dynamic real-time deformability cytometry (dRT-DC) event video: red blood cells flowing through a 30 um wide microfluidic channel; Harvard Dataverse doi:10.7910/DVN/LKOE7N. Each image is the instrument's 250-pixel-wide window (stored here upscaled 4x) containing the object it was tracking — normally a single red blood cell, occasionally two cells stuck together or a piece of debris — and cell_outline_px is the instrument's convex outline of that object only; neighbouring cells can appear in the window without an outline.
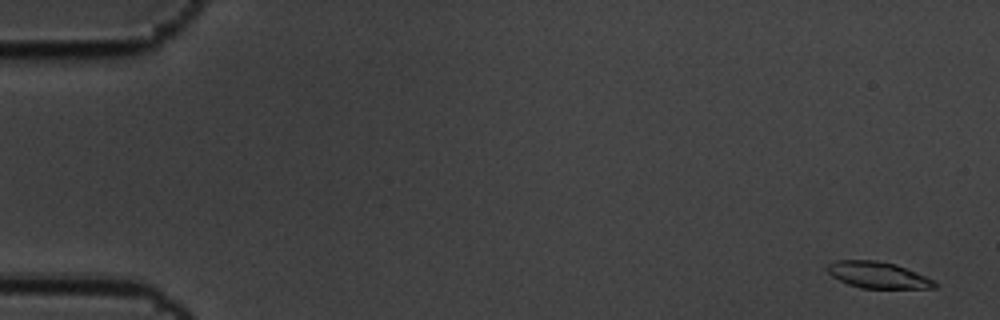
{"species": "common noctule bat (a hibernating species)", "species_latin": "Nyctalus noctula", "temperature_condition": "cold", "stored_images_in_passage": 61, "segment_of_instrument_passage": [1, 2], "camera_frame_rate_fps": 3000, "um_per_image_px": 0.085, "animal": {"sex": "male", "body_mass_g": 19.5, "forearm_length_mm": 54.6}, "frame": {"image": 1, "passage_image": 3, "time_ms": 0.667, "image_size_px": [1000, 320], "cell_outline_px": [[940, 284], [936, 288], [860, 288], [848, 284], [832, 276], [824, 268], [828, 264], [836, 260], [876, 260], [896, 264], [936, 280]], "centroid_in_image_um": [74.65, 23.37], "position_along_channel_um": 10.4, "area_um2": 16.7}}
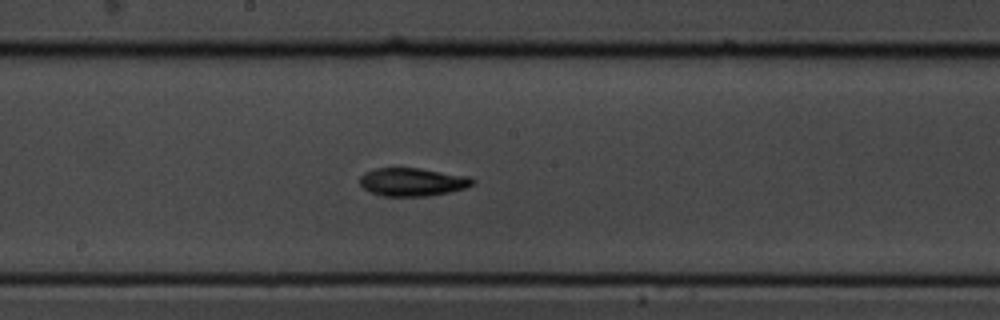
{"frame": {"image": 2, "passage_image": 33, "time_ms": 10.667, "image_size_px": [1000, 320], "cell_outline_px": [[476, 184], [464, 188], [448, 192], [428, 196], [384, 196], [372, 192], [364, 188], [360, 184], [360, 176], [364, 172], [376, 168], [420, 168], [468, 176], [476, 180]], "centroid_in_image_um": [35.08, 15.46], "position_along_channel_um": 213.1, "area_um2": 18.5}}
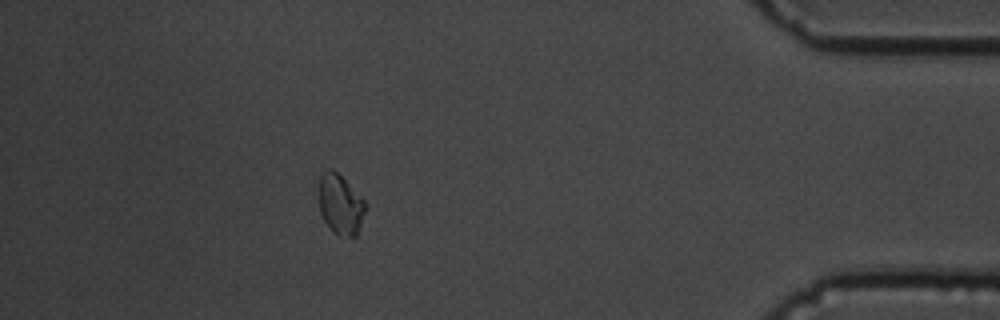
{"frame": {"image": 3, "passage_image": 54, "time_ms": 17.667, "image_size_px": [1000, 320], "cell_outline_px": [[368, 208], [356, 236], [340, 236], [324, 220], [320, 212], [320, 176], [328, 168], [332, 168], [368, 204]], "centroid_in_image_um": [28.98, 17.38], "position_along_channel_um": 406.2, "area_um2": 15.95}}